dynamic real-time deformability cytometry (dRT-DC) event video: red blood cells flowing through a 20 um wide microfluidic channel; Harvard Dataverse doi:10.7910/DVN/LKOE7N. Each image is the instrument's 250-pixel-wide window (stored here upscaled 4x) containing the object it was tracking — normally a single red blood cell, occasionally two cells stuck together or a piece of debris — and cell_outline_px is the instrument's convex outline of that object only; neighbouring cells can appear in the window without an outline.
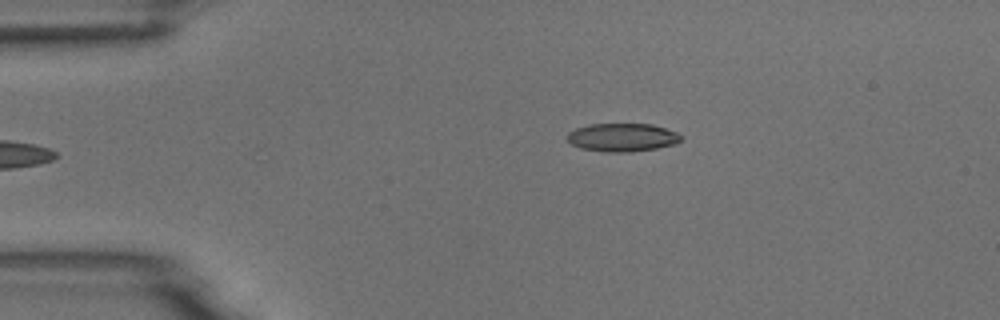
{"species": "common noctule bat (a hibernating species)", "species_latin": "Nyctalus noctula", "temperature_condition": "room temperature", "stored_images_in_passage": 5, "camera_frame_rate_fps": 3000, "um_per_image_px": 0.085, "animal": {"sex": "male", "body_mass_g": 18.8}, "frame": {"image": 1, "passage_image": 5, "time_ms": 4.667, "image_size_px": [1000, 320], "cell_outline_px": [[684, 136], [680, 140], [672, 144], [656, 148], [632, 152], [604, 152], [580, 148], [572, 144], [568, 140], [568, 132], [576, 128], [588, 124], [652, 124], [676, 132]], "centroid_in_image_um": [52.88, 11.68], "position_along_channel_um": 32.1, "area_um2": 18.67}}